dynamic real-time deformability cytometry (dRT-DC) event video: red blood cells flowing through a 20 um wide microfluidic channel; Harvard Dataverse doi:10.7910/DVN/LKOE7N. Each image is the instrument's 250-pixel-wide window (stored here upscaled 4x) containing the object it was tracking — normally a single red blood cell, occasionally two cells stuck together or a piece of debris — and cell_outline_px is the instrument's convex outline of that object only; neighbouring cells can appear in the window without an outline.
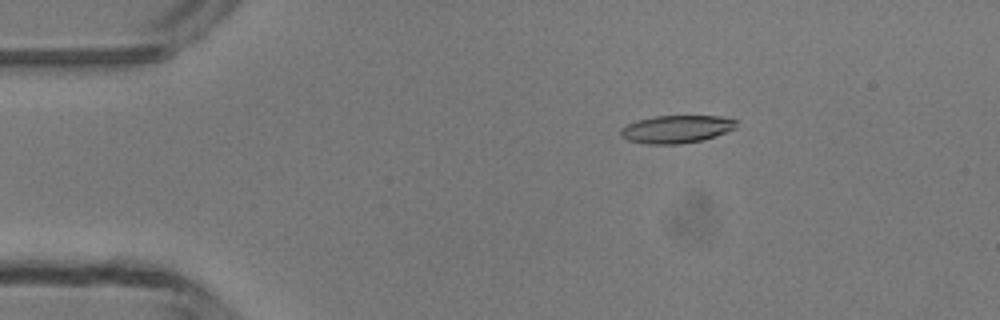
{"species": "common noctule bat (a hibernating species)", "species_latin": "Nyctalus noctula", "temperature_condition": "room temperature", "stored_images_in_passage": 4, "camera_frame_rate_fps": 3000, "um_per_image_px": 0.085, "animal": {"sex": "male", "body_mass_g": 13.3}, "frame": {"image": 1, "passage_image": 2, "time_ms": 2.0, "image_size_px": [1000, 320], "cell_outline_px": [[736, 128], [716, 136], [704, 140], [680, 144], [648, 144], [628, 140], [620, 136], [620, 128], [636, 120], [656, 116], [720, 116], [736, 120]], "centroid_in_image_um": [57.49, 10.98], "position_along_channel_um": 27.5, "area_um2": 18.79}}
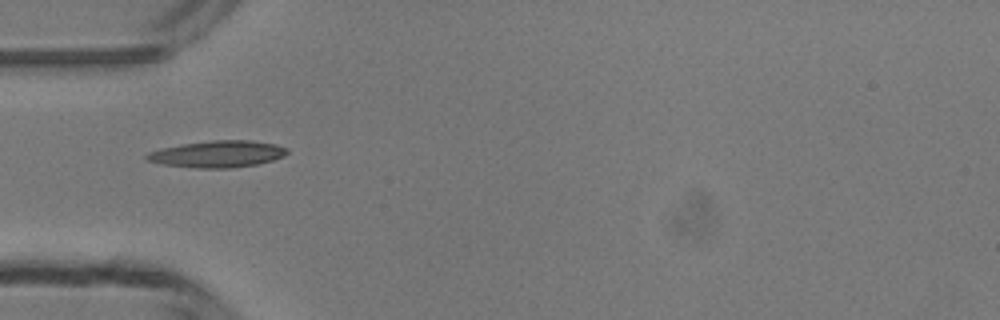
{"frame": {"image": 2, "passage_image": 4, "time_ms": 4.333, "image_size_px": [1000, 320], "cell_outline_px": [[288, 152], [284, 156], [272, 160], [256, 164], [228, 168], [200, 168], [164, 164], [148, 160], [144, 156], [148, 152], [160, 148], [180, 144], [212, 140], [252, 140], [276, 144], [288, 148]], "centroid_in_image_um": [18.5, 13.07], "position_along_channel_um": 66.5, "area_um2": 21.79}}